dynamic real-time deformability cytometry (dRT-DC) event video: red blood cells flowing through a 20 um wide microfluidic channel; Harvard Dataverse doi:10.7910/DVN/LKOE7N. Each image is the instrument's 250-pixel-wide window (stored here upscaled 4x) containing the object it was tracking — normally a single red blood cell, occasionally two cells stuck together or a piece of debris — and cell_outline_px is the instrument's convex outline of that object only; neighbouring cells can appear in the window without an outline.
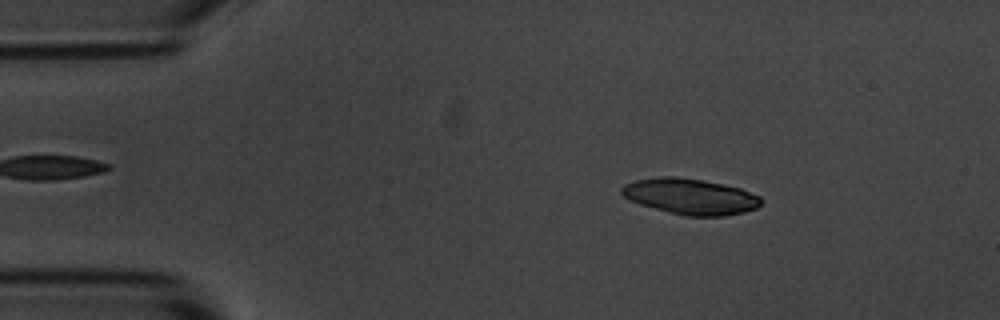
{"species": "common noctule bat (a hibernating species)", "species_latin": "Nyctalus noctula", "temperature_condition": "room temperature", "stored_images_in_passage": 54, "camera_frame_rate_fps": 3000, "um_per_image_px": 0.085, "animal": {"sex": "male", "body_mass_g": 20.1, "forearm_length_mm": 53.5}, "frame": {"image": 1, "passage_image": 8, "time_ms": 2.333, "image_size_px": [1000, 320], "cell_outline_px": [[764, 200], [756, 208], [744, 212], [724, 216], [684, 216], [640, 204], [628, 200], [620, 192], [620, 188], [624, 184], [636, 180], [660, 176], [676, 176], [704, 180], [740, 188], [760, 196]], "centroid_in_image_um": [58.67, 16.69], "position_along_channel_um": 26.3, "area_um2": 29.25}}
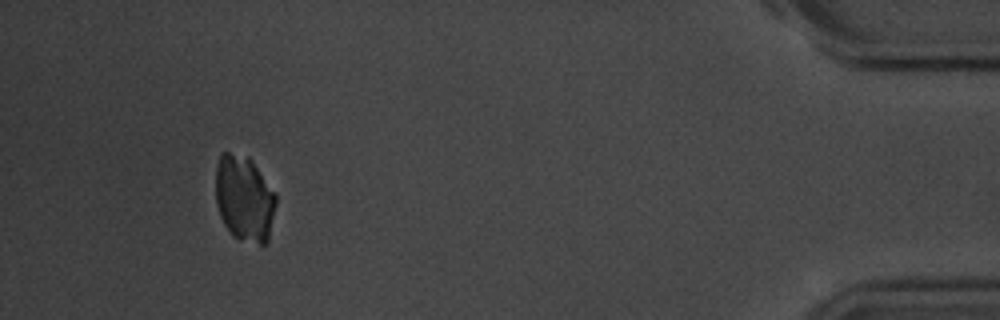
{"frame": {"image": 2, "passage_image": 50, "time_ms": 16.333, "image_size_px": [1000, 320], "cell_outline_px": [[276, 204], [268, 244], [260, 244], [240, 240], [232, 236], [228, 232], [220, 216], [216, 204], [216, 164], [220, 152], [228, 152], [248, 156], [252, 160], [276, 192]], "centroid_in_image_um": [20.77, 16.87], "position_along_channel_um": 414.4, "area_um2": 30.87}}